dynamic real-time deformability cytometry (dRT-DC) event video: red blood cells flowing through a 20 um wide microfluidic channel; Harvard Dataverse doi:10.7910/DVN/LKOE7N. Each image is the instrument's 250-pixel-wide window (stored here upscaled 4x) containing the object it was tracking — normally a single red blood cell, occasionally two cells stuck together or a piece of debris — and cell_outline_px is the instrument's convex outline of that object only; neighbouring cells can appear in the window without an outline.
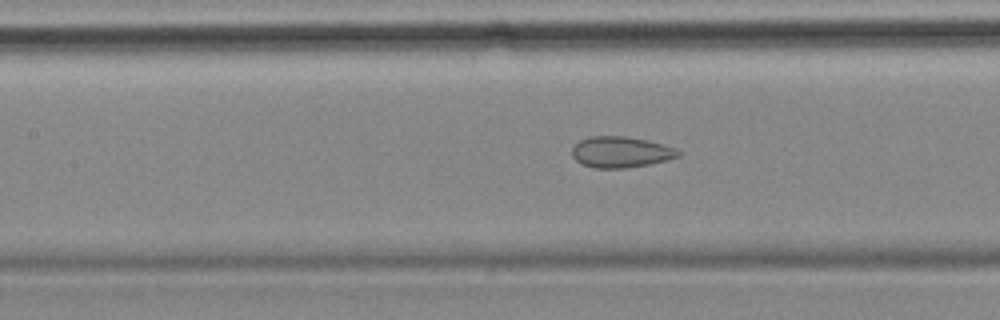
{"species": "common noctule bat (a hibernating species)", "species_latin": "Nyctalus noctula", "temperature_condition": "cold", "stored_images_in_passage": 15, "camera_frame_rate_fps": 3000, "um_per_image_px": 0.085, "animal": {"sex": "female", "body_mass_g": 18.4}, "frame": {"image": 1, "passage_image": 13, "time_ms": 4.0, "image_size_px": [1000, 320], "cell_outline_px": [[680, 156], [648, 164], [624, 168], [596, 168], [584, 164], [576, 160], [572, 156], [572, 148], [580, 140], [588, 136], [624, 136], [648, 140], [676, 148], [680, 152]], "centroid_in_image_um": [52.75, 12.91], "position_along_channel_um": 154.6, "area_um2": 19.02}}